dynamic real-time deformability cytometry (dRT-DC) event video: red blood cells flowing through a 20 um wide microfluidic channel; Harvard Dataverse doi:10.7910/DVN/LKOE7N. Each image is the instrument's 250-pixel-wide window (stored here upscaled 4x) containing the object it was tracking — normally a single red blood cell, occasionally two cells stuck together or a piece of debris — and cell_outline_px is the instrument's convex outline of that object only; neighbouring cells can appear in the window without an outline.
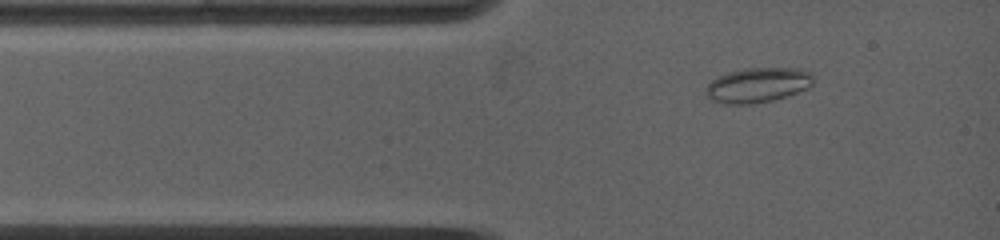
{"species": "common noctule bat (a hibernating species)", "species_latin": "Nyctalus noctula", "temperature_condition": "warm", "stored_images_in_passage": 49, "camera_frame_rate_fps": 5000, "um_per_image_px": 0.085, "animal": {"sex": "female", "body_mass_g": 19.0, "forearm_length_mm": 53.3}, "frame": {"image": 1, "passage_image": 5, "time_ms": 1.2, "image_size_px": [1000, 240], "cell_outline_px": [[812, 84], [808, 88], [772, 100], [752, 104], [724, 104], [712, 100], [708, 96], [704, 88], [716, 76], [728, 72], [744, 68], [800, 68], [812, 72]], "centroid_in_image_um": [64.38, 7.22], "position_along_channel_um": 20.6, "area_um2": 21.85}}
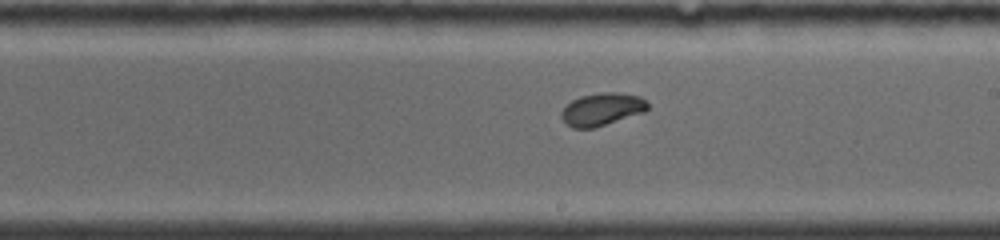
{"frame": {"image": 2, "passage_image": 25, "time_ms": 7.2, "image_size_px": [1000, 240], "cell_outline_px": [[648, 108], [644, 112], [592, 128], [572, 128], [560, 116], [560, 112], [572, 100], [580, 96], [600, 92], [616, 92], [640, 96], [648, 104]], "centroid_in_image_um": [51.15, 9.27], "position_along_channel_um": 237.8, "area_um2": 16.18}}
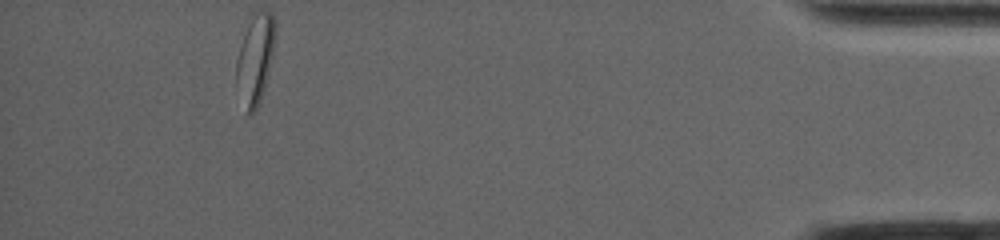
{"frame": {"image": 3, "passage_image": 49, "time_ms": 13.8, "image_size_px": [1000, 240], "cell_outline_px": [[276, 32], [272, 56], [260, 104], [252, 116], [248, 116], [236, 84], [236, 60], [252, 12], [272, 12], [276, 28]], "centroid_in_image_um": [21.7, 5.04], "position_along_channel_um": 413.5, "area_um2": 20.11}}